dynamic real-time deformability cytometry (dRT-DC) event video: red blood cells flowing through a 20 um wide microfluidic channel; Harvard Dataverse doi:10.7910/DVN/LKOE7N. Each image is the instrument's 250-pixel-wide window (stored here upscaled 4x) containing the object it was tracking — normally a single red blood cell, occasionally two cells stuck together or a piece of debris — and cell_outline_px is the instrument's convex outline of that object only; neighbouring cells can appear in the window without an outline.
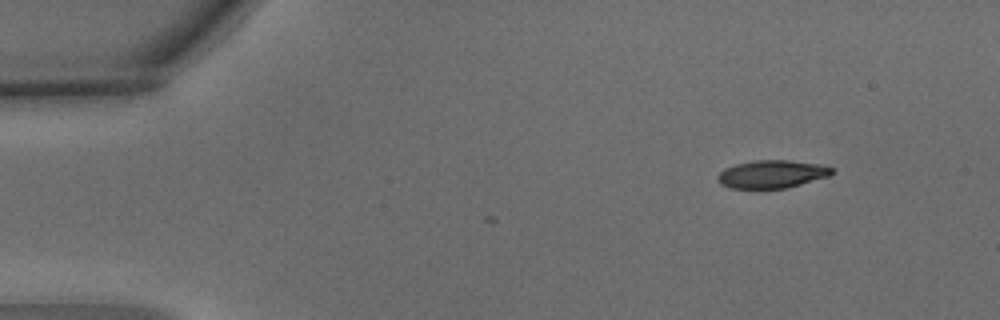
{"species": "common noctule bat (a hibernating species)", "species_latin": "Nyctalus noctula", "temperature_condition": "warm", "stored_images_in_passage": 3, "camera_frame_rate_fps": 3000, "um_per_image_px": 0.085, "animal": {"sex": "male", "body_mass_g": 15.6}, "frame": {"image": 1, "passage_image": 1, "time_ms": 0.0, "image_size_px": [1000, 320], "cell_outline_px": [[832, 172], [828, 176], [788, 188], [732, 188], [720, 184], [716, 180], [716, 176], [724, 168], [736, 164], [756, 160], [788, 160], [824, 164], [832, 168]], "centroid_in_image_um": [65.59, 14.79], "position_along_channel_um": 19.4, "area_um2": 18.61}}